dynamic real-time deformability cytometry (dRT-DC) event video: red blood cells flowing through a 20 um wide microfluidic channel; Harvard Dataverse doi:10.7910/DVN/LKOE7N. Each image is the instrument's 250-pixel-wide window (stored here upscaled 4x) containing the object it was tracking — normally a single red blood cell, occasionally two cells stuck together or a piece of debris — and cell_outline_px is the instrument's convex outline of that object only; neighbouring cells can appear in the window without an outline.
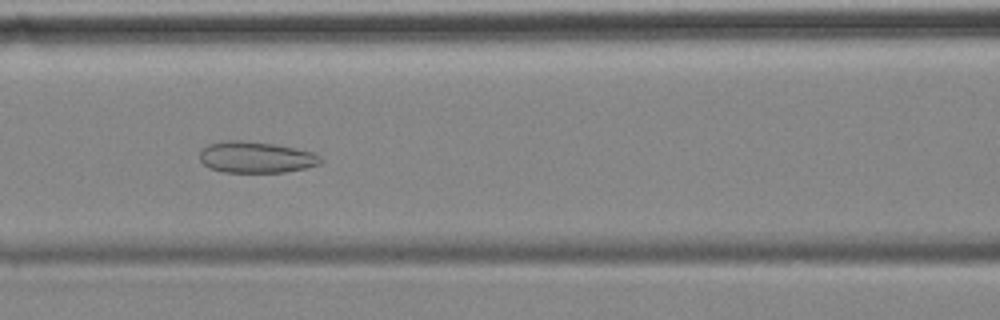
{"species": "common noctule bat (a hibernating species)", "species_latin": "Nyctalus noctula", "temperature_condition": "cold", "stored_images_in_passage": 56, "camera_frame_rate_fps": 3000, "um_per_image_px": 0.085, "animal": {"sex": "female", "body_mass_g": 18.4}, "frame": {"image": 1, "passage_image": 23, "time_ms": 7.333, "image_size_px": [1000, 320], "cell_outline_px": [[320, 164], [304, 168], [284, 172], [224, 172], [208, 168], [200, 160], [200, 152], [208, 144], [228, 140], [244, 140], [272, 144], [296, 148], [312, 152], [320, 156]], "centroid_in_image_um": [21.73, 13.36], "position_along_channel_um": 144.9, "area_um2": 21.91}}
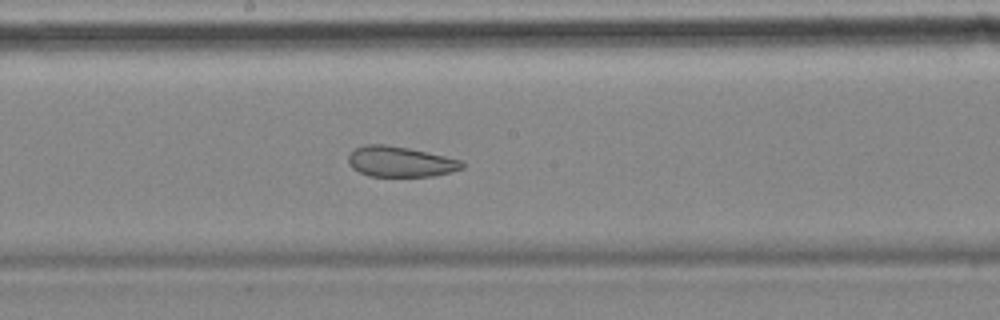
{"frame": {"image": 2, "passage_image": 29, "time_ms": 9.333, "image_size_px": [1000, 320], "cell_outline_px": [[464, 168], [436, 176], [368, 176], [352, 168], [348, 164], [348, 156], [356, 148], [364, 144], [384, 144], [408, 148], [464, 160]], "centroid_in_image_um": [34.04, 13.74], "position_along_channel_um": 214.2, "area_um2": 20.29}}
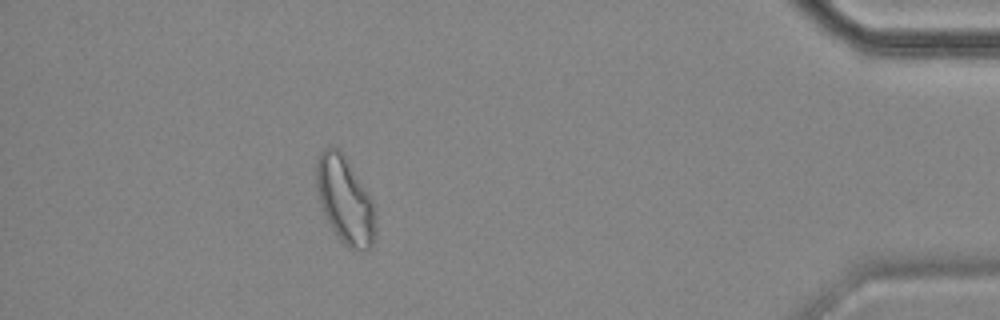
{"frame": {"image": 3, "passage_image": 50, "time_ms": 16.333, "image_size_px": [1000, 320], "cell_outline_px": [[376, 232], [372, 244], [364, 252], [348, 248], [340, 240], [332, 228], [320, 204], [316, 188], [316, 164], [320, 152], [324, 148], [340, 148], [372, 200]], "centroid_in_image_um": [29.31, 17.02], "position_along_channel_um": 405.9, "area_um2": 29.65}, "authors_computed_cell_mechanics": {"area_um2": 27.7729, "velocity_mm_per_s": 3.4815, "shape_relaxation_time_tau1_ms": null, "shape_relaxation_time_tau2_ms": 3.0401, "deformation_change_tau1": null, "deformation_change_tau2": 0.0999}}